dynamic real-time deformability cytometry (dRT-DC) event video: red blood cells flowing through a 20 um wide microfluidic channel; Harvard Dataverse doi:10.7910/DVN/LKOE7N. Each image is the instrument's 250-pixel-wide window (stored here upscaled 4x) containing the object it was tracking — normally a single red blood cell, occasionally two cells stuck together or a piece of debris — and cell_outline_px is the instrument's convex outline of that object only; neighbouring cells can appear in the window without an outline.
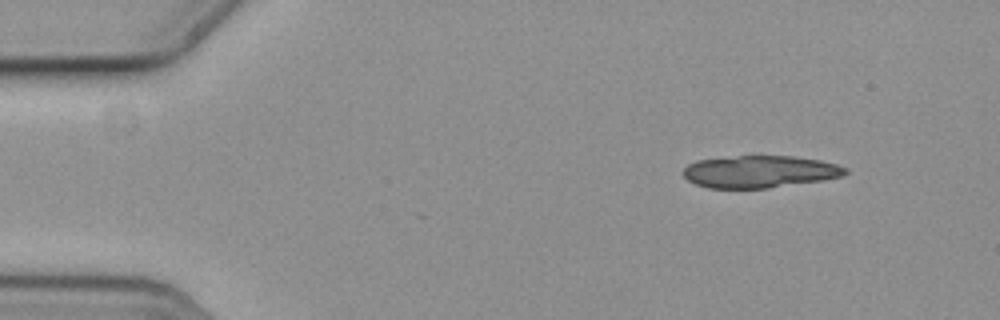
{"species": "common noctule bat (a hibernating species)", "species_latin": "Nyctalus noctula", "temperature_condition": "cold", "stored_images_in_passage": 4, "camera_frame_rate_fps": 3000, "um_per_image_px": 0.085, "animal": {"sex": "female", "body_mass_g": 19.3, "forearm_length_mm": 54.1}, "frame": {"image": 1, "passage_image": 1, "time_ms": 0.0, "image_size_px": [1000, 320], "cell_outline_px": [[848, 172], [840, 176], [820, 180], [768, 188], [708, 188], [696, 184], [688, 180], [684, 176], [684, 168], [688, 164], [696, 160], [736, 156], [792, 156], [820, 160], [836, 164], [848, 168]], "centroid_in_image_um": [64.55, 14.58], "position_along_channel_um": 20.4, "area_um2": 30.17}}